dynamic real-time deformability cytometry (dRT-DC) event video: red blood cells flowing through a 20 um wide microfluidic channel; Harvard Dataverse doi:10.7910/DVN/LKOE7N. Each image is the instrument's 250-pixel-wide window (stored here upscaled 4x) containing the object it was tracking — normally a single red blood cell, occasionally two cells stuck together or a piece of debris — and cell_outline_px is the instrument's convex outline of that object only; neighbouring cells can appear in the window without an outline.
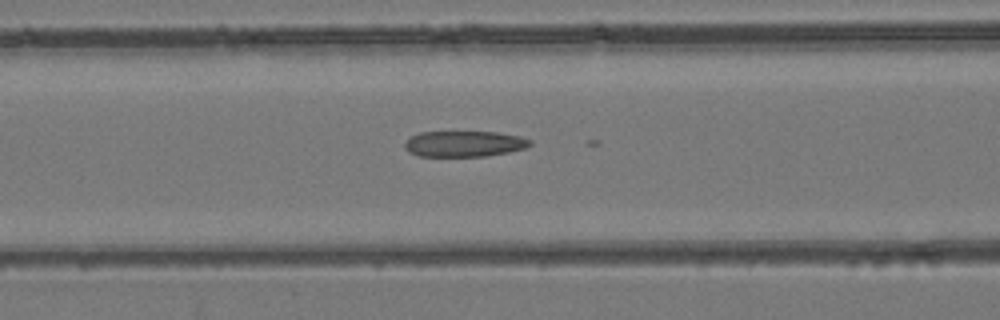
{"species": "common noctule bat (a hibernating species)", "species_latin": "Nyctalus noctula", "temperature_condition": "room temperature", "stored_images_in_passage": 47, "camera_frame_rate_fps": 3000, "um_per_image_px": 0.085, "animal": {"sex": "female", "body_mass_g": 24.6, "forearm_length_mm": 56.2}, "frame": {"image": 1, "passage_image": 21, "time_ms": 6.667, "image_size_px": [1000, 320], "cell_outline_px": [[532, 144], [528, 148], [488, 156], [420, 156], [408, 152], [404, 148], [404, 144], [412, 136], [420, 132], [496, 132], [520, 136], [532, 140]], "centroid_in_image_um": [39.5, 12.23], "position_along_channel_um": 127.1, "area_um2": 18.96}}
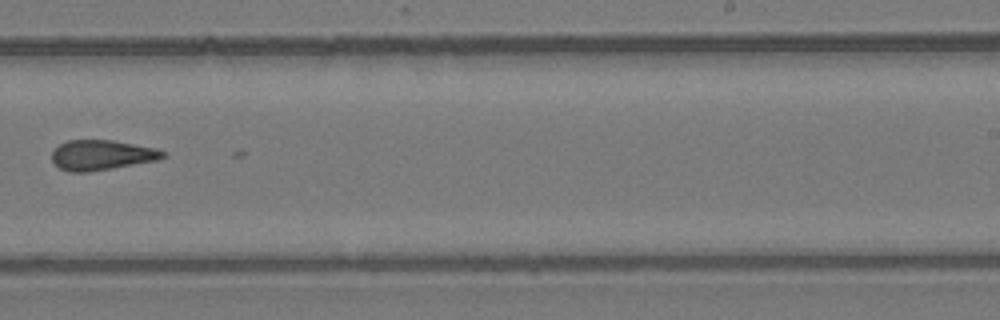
{"frame": {"image": 2, "passage_image": 32, "time_ms": 10.333, "image_size_px": [1000, 320], "cell_outline_px": [[168, 156], [156, 160], [112, 168], [88, 172], [72, 172], [60, 168], [52, 160], [52, 152], [60, 144], [68, 140], [112, 140], [156, 148], [164, 152]], "centroid_in_image_um": [8.65, 13.17], "position_along_channel_um": 280.4, "area_um2": 19.25}}
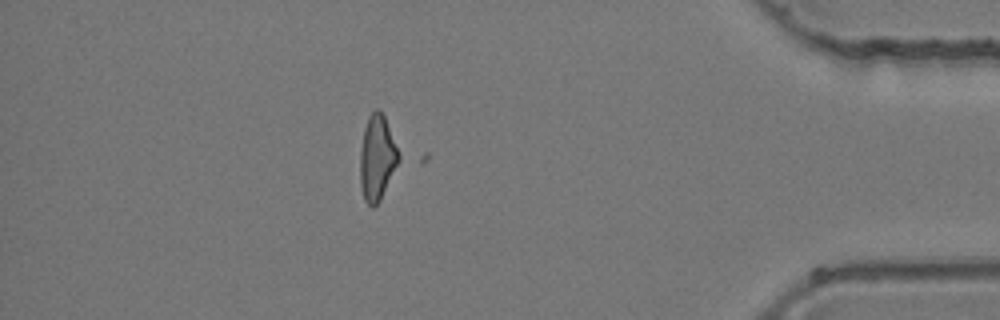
{"frame": {"image": 3, "passage_image": 44, "time_ms": 14.333, "image_size_px": [1000, 320], "cell_outline_px": [[428, 160], [372, 208], [364, 200], [360, 184], [360, 152], [364, 128], [368, 116], [376, 108], [428, 152]], "centroid_in_image_um": [32.85, 13.4], "position_along_channel_um": 402.4, "area_um2": 28.9}}